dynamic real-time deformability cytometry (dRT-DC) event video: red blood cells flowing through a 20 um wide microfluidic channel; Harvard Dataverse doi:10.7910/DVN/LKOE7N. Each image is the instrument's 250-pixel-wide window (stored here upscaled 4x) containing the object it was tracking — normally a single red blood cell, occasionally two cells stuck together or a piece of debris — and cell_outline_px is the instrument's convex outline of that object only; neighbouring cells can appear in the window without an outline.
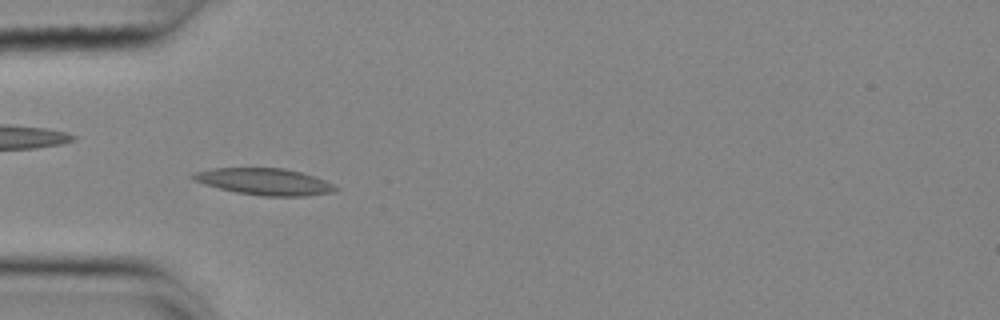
{"species": "common noctule bat (a hibernating species)", "species_latin": "Nyctalus noctula", "temperature_condition": "cold", "stored_images_in_passage": 43, "camera_frame_rate_fps": 3000, "um_per_image_px": 0.085, "animal": {"sex": "female", "body_mass_g": 25.1}, "frame": {"image": 1, "passage_image": 10, "time_ms": 3.0, "image_size_px": [1000, 320], "cell_outline_px": [[336, 188], [332, 192], [308, 196], [260, 196], [236, 192], [204, 184], [192, 180], [188, 176], [196, 172], [212, 168], [284, 168], [300, 172], [324, 180], [332, 184]], "centroid_in_image_um": [22.42, 15.44], "position_along_channel_um": 62.6, "area_um2": 21.96}}
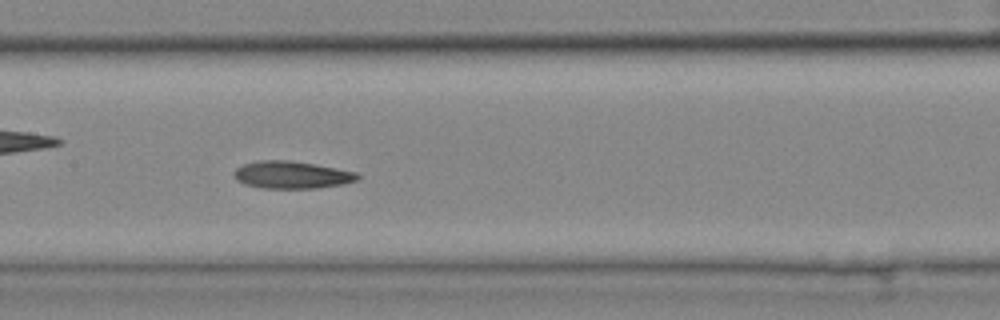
{"frame": {"image": 2, "passage_image": 20, "time_ms": 6.333, "image_size_px": [1000, 320], "cell_outline_px": [[360, 180], [344, 184], [316, 188], [260, 188], [244, 184], [236, 180], [236, 168], [244, 164], [256, 160], [288, 160], [316, 164], [356, 172], [360, 176]], "centroid_in_image_um": [24.83, 14.86], "position_along_channel_um": 182.6, "area_um2": 19.77}}
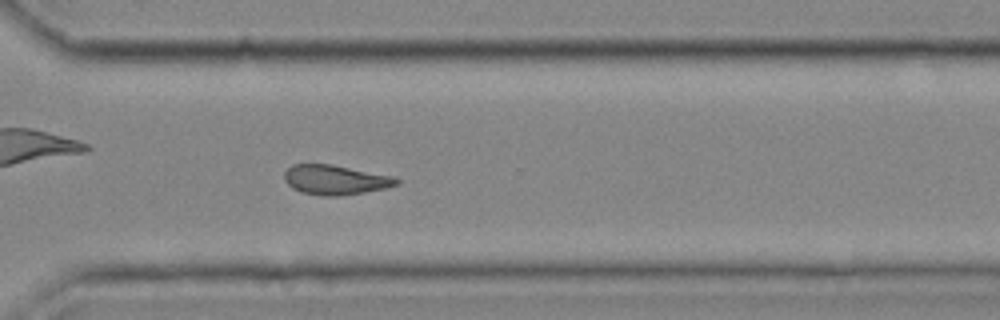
{"frame": {"image": 3, "passage_image": 33, "time_ms": 10.667, "image_size_px": [1000, 320], "cell_outline_px": [[400, 184], [388, 188], [340, 196], [328, 196], [300, 192], [292, 188], [284, 180], [284, 172], [292, 164], [332, 164], [392, 176], [400, 180]], "centroid_in_image_um": [28.51, 15.28], "position_along_channel_um": 342.1, "area_um2": 19.48}, "authors_computed_cell_mechanics": {"area_um2": 19.8832, "velocity_mm_per_s": 3.6692, "shape_relaxation_time_tau1_ms": 11.0072, "shape_relaxation_time_tau2_ms": 5.2713, "deformation_change_tau1": 0.1553, "deformation_change_tau2": 0.1291}}